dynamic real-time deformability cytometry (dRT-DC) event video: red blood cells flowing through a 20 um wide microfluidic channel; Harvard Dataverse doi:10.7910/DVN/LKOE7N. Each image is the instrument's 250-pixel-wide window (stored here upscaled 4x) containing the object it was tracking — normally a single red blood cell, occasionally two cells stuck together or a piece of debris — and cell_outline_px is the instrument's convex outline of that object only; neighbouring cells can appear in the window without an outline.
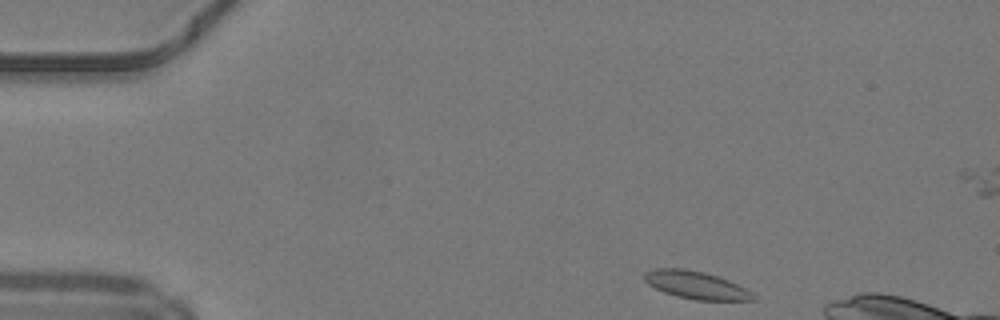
{"species": "common noctule bat (a hibernating species)", "species_latin": "Nyctalus noctula", "temperature_condition": "warm", "stored_images_in_passage": 44, "camera_frame_rate_fps": 3000, "um_per_image_px": 0.085, "animal": {"sex": "male", "body_mass_g": 19.2, "forearm_length_mm": 51.8}, "frame": {"image": 1, "passage_image": 1, "time_ms": 0.0, "image_size_px": [1000, 320], "cell_outline_px": [[756, 300], [696, 300], [676, 296], [664, 292], [648, 284], [644, 280], [644, 272], [652, 268], [684, 268], [704, 272], [728, 280], [752, 292], [756, 296]], "centroid_in_image_um": [59.13, 24.22], "position_along_channel_um": 25.9, "area_um2": 17.51}}
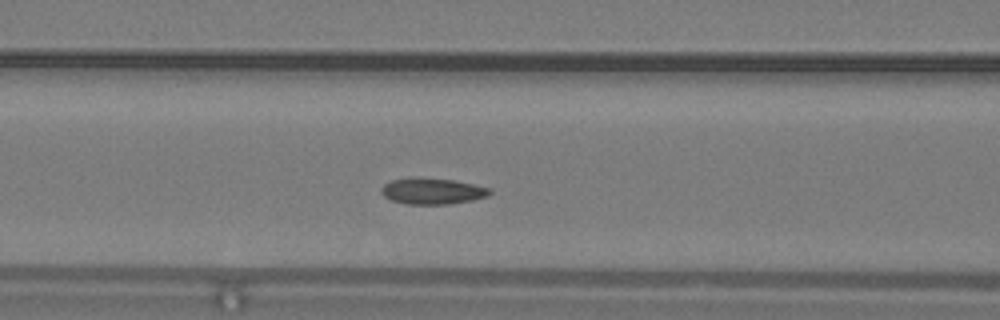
{"frame": {"image": 2, "passage_image": 14, "time_ms": 4.333, "image_size_px": [1000, 320], "cell_outline_px": [[492, 192], [488, 196], [472, 200], [448, 204], [408, 204], [392, 200], [384, 196], [380, 192], [380, 188], [384, 184], [392, 180], [408, 176], [416, 176], [452, 180], [492, 188]], "centroid_in_image_um": [36.72, 16.22], "position_along_channel_um": 129.9, "area_um2": 16.76}}
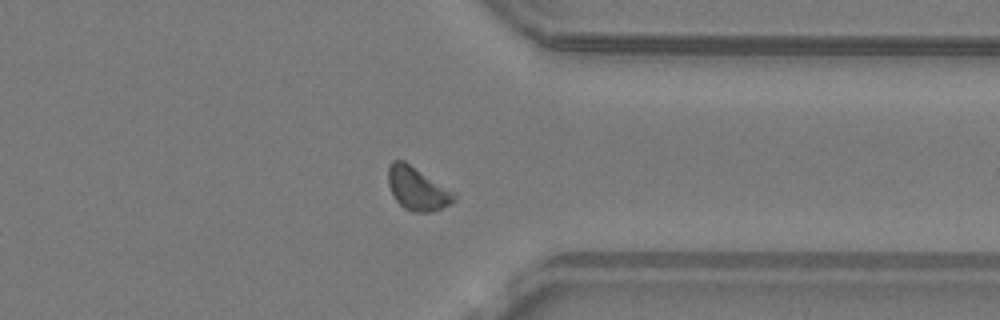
{"frame": {"image": 3, "passage_image": 32, "time_ms": 10.333, "image_size_px": [1000, 320], "cell_outline_px": [[456, 200], [452, 204], [428, 212], [412, 212], [404, 208], [396, 200], [388, 184], [388, 164], [392, 160], [404, 160], [456, 192]], "centroid_in_image_um": [35.49, 16.02], "position_along_channel_um": 375.9, "area_um2": 16.76}, "authors_computed_cell_mechanics": {"area_um2": 16.473, "velocity_mm_per_s": 4.1635, "shape_relaxation_time_tau1_ms": null, "shape_relaxation_time_tau2_ms": 7.2993, "deformation_change_tau1": null, "deformation_change_tau2": 0.1212}}